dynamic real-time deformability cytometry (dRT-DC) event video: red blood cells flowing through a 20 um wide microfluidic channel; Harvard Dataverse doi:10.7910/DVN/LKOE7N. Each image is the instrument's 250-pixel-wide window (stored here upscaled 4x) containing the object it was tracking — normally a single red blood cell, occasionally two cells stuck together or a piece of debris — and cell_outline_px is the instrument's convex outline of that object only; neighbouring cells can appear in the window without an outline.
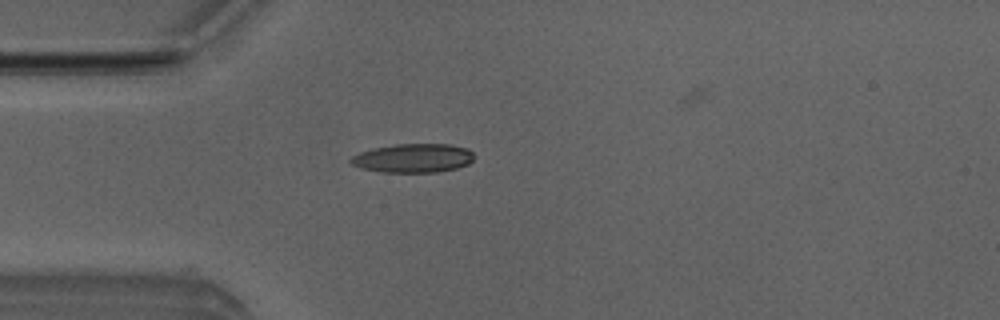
{"species": "Egyptian fruit bat (a non-hibernating species)", "species_latin": "Rousettus aegyptiacus", "temperature_condition": "room temperature", "stored_images_in_passage": 41, "camera_frame_rate_fps": 3000, "um_per_image_px": 0.085, "animal": {"sex": "male"}, "frame": {"image": 1, "passage_image": 4, "time_ms": 1.0, "image_size_px": [1000, 320], "cell_outline_px": [[476, 156], [468, 164], [456, 168], [436, 172], [380, 172], [360, 168], [352, 164], [348, 160], [352, 156], [360, 152], [376, 148], [396, 144], [452, 144], [468, 148]], "centroid_in_image_um": [35.14, 13.44], "position_along_channel_um": 49.9, "area_um2": 20.81}}
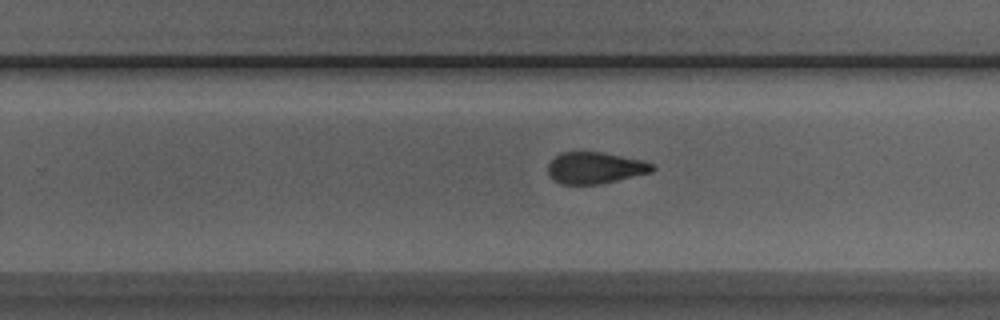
{"frame": {"image": 2, "passage_image": 22, "time_ms": 7.0, "image_size_px": [1000, 320], "cell_outline_px": [[656, 168], [652, 172], [600, 184], [560, 184], [548, 176], [548, 164], [560, 152], [604, 152], [644, 160], [656, 164]], "centroid_in_image_um": [50.62, 14.26], "position_along_channel_um": 279.2, "area_um2": 19.42}}
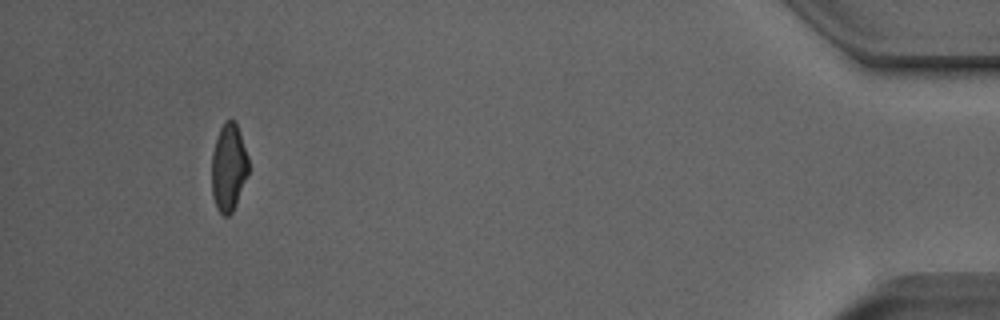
{"frame": {"image": 3, "passage_image": 38, "time_ms": 12.333, "image_size_px": [1000, 320], "cell_outline_px": [[248, 176], [232, 212], [228, 216], [224, 216], [216, 208], [212, 196], [212, 152], [220, 128], [224, 120], [236, 120], [248, 156]], "centroid_in_image_um": [19.44, 14.22], "position_along_channel_um": 415.8, "area_um2": 18.9}, "authors_computed_cell_mechanics": {"area_um2": 19.941, "velocity_mm_per_s": 3.9782, "shape_relaxation_time_tau1_ms": 8.2921, "shape_relaxation_time_tau2_ms": 2.6122, "deformation_change_tau1": 0.2139, "deformation_change_tau2": 0.1044}}